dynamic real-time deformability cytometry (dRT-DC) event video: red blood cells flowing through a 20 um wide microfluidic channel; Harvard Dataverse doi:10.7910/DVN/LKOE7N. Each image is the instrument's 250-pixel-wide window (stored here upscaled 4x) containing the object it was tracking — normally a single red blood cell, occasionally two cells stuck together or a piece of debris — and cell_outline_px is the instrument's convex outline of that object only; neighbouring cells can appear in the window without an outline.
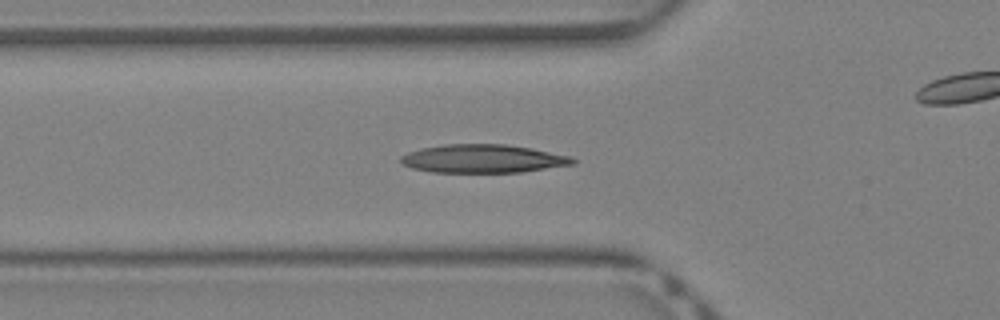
{"species": "Egyptian fruit bat (a non-hibernating species)", "species_latin": "Rousettus aegyptiacus", "temperature_condition": "warm", "stored_images_in_passage": 41, "camera_frame_rate_fps": 3000, "um_per_image_px": 0.085, "animal": {"sex": "female"}, "frame": {"image": 1, "passage_image": 14, "time_ms": 4.333, "image_size_px": [1000, 320], "cell_outline_px": [[576, 164], [520, 172], [432, 172], [412, 168], [400, 164], [400, 156], [408, 152], [420, 148], [444, 144], [504, 144], [532, 148], [572, 156], [576, 160]], "centroid_in_image_um": [41.05, 13.48], "position_along_channel_um": 84.8, "area_um2": 28.61}}
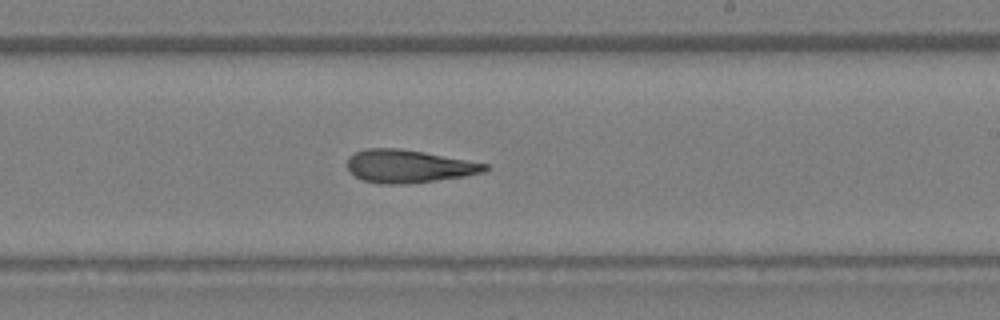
{"frame": {"image": 2, "passage_image": 24, "time_ms": 7.667, "image_size_px": [1000, 320], "cell_outline_px": [[488, 168], [484, 172], [464, 176], [408, 184], [380, 184], [364, 180], [356, 176], [348, 168], [348, 156], [356, 152], [368, 148], [400, 148], [424, 152], [488, 164]], "centroid_in_image_um": [34.73, 14.13], "position_along_channel_um": 254.3, "area_um2": 26.18}}
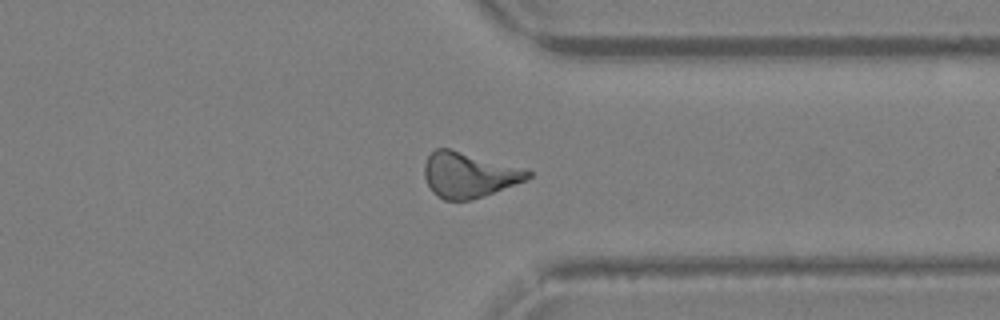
{"frame": {"image": 3, "passage_image": 31, "time_ms": 10.0, "image_size_px": [1000, 320], "cell_outline_px": [[532, 176], [524, 180], [484, 196], [472, 200], [444, 200], [436, 196], [432, 192], [424, 176], [424, 164], [428, 156], [436, 148], [448, 148], [524, 168], [532, 172]], "centroid_in_image_um": [39.82, 14.87], "position_along_channel_um": 371.6, "area_um2": 27.11}}